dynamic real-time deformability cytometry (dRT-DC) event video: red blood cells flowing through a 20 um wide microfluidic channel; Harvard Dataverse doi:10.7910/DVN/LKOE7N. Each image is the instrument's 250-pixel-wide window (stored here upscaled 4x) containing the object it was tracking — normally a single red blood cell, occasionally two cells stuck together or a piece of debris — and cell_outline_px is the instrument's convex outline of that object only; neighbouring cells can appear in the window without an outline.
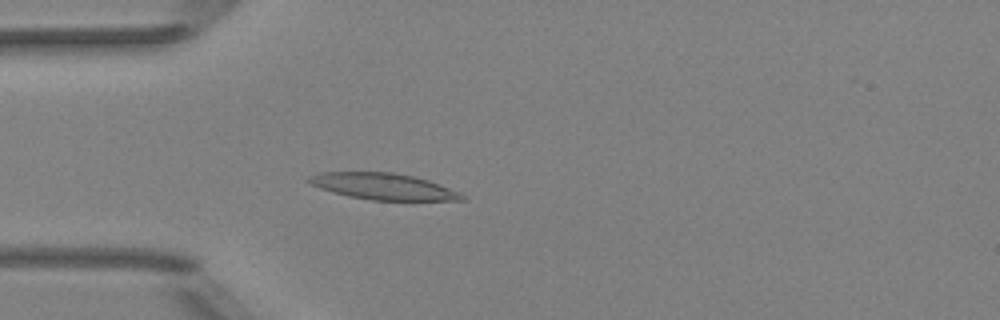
{"species": "Egyptian fruit bat (a non-hibernating species)", "species_latin": "Rousettus aegyptiacus", "temperature_condition": "room temperature", "stored_images_in_passage": 6, "camera_frame_rate_fps": 3000, "um_per_image_px": 0.085, "animal": {"sex": "female"}, "frame": {"image": 1, "passage_image": 6, "time_ms": 5.667, "image_size_px": [1000, 320], "cell_outline_px": [[468, 200], [368, 200], [348, 196], [332, 192], [320, 188], [312, 184], [308, 180], [308, 176], [320, 172], [392, 172], [412, 176], [428, 180], [460, 192]], "centroid_in_image_um": [32.57, 15.85], "position_along_channel_um": 52.4, "area_um2": 23.41}}